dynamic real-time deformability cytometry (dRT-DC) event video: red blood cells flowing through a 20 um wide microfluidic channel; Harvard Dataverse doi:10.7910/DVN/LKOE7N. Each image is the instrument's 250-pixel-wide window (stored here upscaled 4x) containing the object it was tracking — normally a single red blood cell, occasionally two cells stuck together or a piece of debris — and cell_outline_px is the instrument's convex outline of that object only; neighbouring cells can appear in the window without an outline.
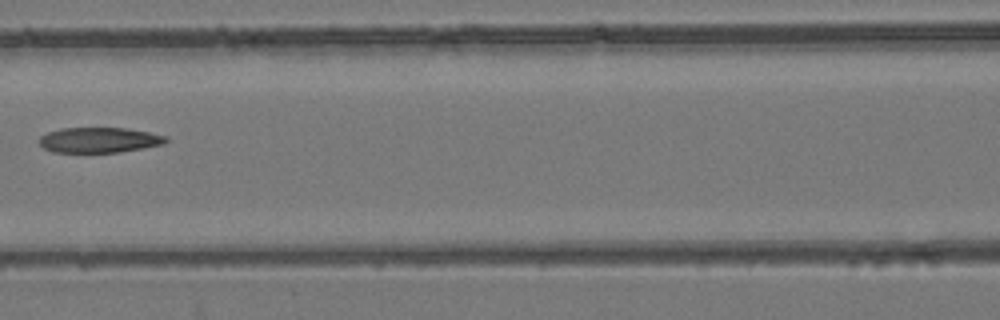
{"species": "common noctule bat (a hibernating species)", "species_latin": "Nyctalus noctula", "temperature_condition": "room temperature", "stored_images_in_passage": 5, "camera_frame_rate_fps": 3000, "um_per_image_px": 0.085, "animal": {"sex": "female", "body_mass_g": 24.6, "forearm_length_mm": 56.2}, "frame": {"image": 1, "passage_image": 5, "time_ms": 1.333, "image_size_px": [1000, 320], "cell_outline_px": [[168, 140], [164, 144], [144, 148], [120, 152], [52, 152], [44, 148], [36, 140], [40, 136], [48, 132], [60, 128], [124, 128], [148, 132], [168, 136]], "centroid_in_image_um": [8.42, 11.9], "position_along_channel_um": 158.2, "area_um2": 18.79}}